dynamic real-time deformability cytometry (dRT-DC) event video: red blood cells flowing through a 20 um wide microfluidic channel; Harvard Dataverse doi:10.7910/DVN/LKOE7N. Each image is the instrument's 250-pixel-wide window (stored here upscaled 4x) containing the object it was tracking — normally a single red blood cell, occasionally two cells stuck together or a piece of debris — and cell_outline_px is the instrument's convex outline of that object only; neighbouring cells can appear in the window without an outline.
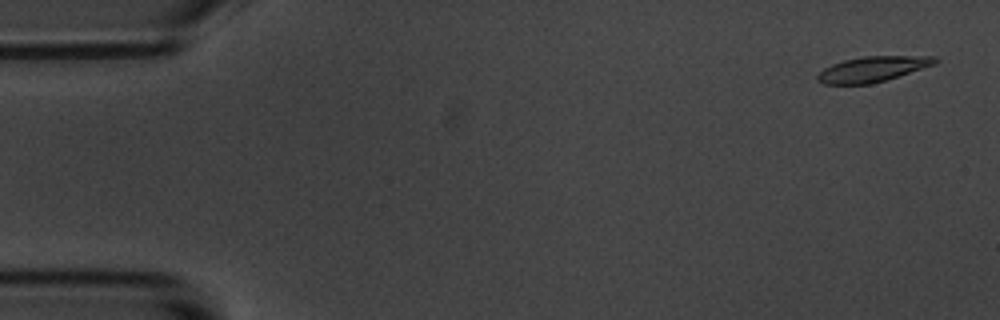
{"species": "common noctule bat (a hibernating species)", "species_latin": "Nyctalus noctula", "temperature_condition": "room temperature", "stored_images_in_passage": 58, "camera_frame_rate_fps": 3000, "um_per_image_px": 0.085, "animal": {"sex": "male", "body_mass_g": 20.1, "forearm_length_mm": 53.5}, "frame": {"image": 1, "passage_image": 3, "time_ms": 0.667, "image_size_px": [1000, 320], "cell_outline_px": [[940, 60], [936, 64], [872, 84], [824, 84], [816, 80], [816, 76], [824, 68], [832, 64], [844, 60], [864, 56], [936, 56]], "centroid_in_image_um": [74.18, 5.87], "position_along_channel_um": 10.8, "area_um2": 17.34}}
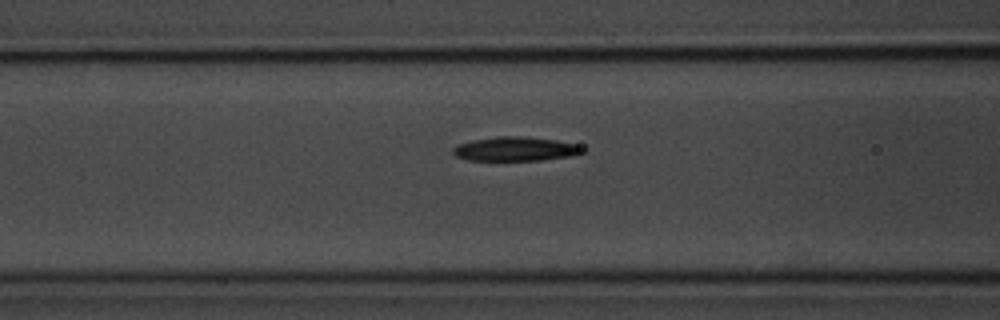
{"frame": {"image": 2, "passage_image": 23, "time_ms": 7.333, "image_size_px": [1000, 320], "cell_outline_px": [[584, 152], [568, 156], [540, 160], [468, 160], [456, 156], [452, 152], [452, 148], [460, 144], [472, 140], [496, 136], [524, 136], [556, 140], [576, 144], [584, 148]], "centroid_in_image_um": [43.79, 12.65], "position_along_channel_um": 122.8, "area_um2": 18.09}}
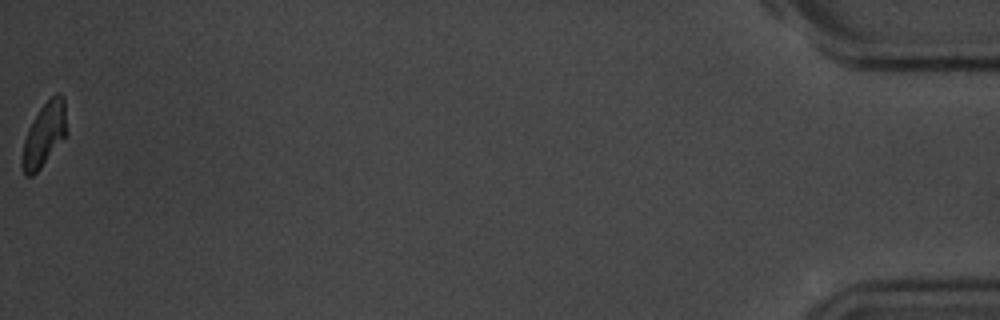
{"frame": {"image": 3, "passage_image": 58, "time_ms": 19.0, "image_size_px": [1000, 320], "cell_outline_px": [[68, 132], [40, 168], [32, 176], [24, 176], [20, 164], [20, 160], [24, 140], [28, 128], [40, 108], [56, 92], [60, 92], [64, 96]], "centroid_in_image_um": [3.75, 11.43], "position_along_channel_um": 431.4, "area_um2": 16.7}, "authors_computed_cell_mechanics": {"area_um2": 18.0047, "velocity_mm_per_s": 3.4969, "shape_relaxation_time_tau1_ms": 2.3803, "shape_relaxation_time_tau2_ms": 8.2214, "deformation_change_tau1": 0.1015, "deformation_change_tau2": 0.129}}